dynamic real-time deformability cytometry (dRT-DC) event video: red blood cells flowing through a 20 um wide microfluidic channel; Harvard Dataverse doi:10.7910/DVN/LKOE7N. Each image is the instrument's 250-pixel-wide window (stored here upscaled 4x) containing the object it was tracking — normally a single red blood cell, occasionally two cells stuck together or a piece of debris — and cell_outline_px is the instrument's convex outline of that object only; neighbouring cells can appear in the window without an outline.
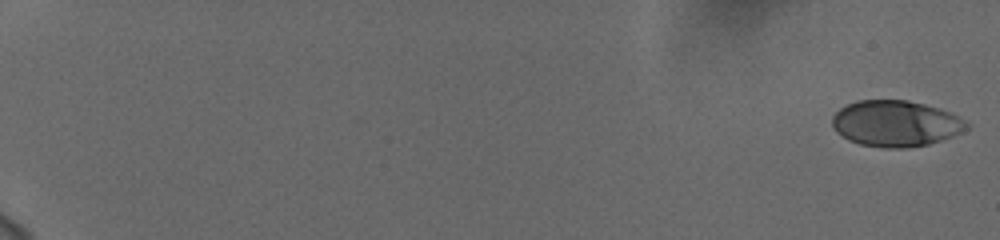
{"species": "human", "species_latin": "Homo sapiens", "temperature_condition": "cold", "stored_images_in_passage": 58, "camera_frame_rate_fps": 3000, "um_per_image_px": 0.085, "donor": {"sex": "female"}, "frame": {"image": 1, "passage_image": 1, "time_ms": 0.0, "image_size_px": [1000, 240], "cell_outline_px": [[972, 124], [968, 128], [952, 136], [928, 144], [904, 148], [884, 148], [860, 144], [848, 140], [836, 132], [832, 124], [832, 116], [840, 108], [856, 100], [908, 100], [940, 108], [952, 112]], "centroid_in_image_um": [76.14, 10.49], "position_along_channel_um": 8.9, "area_um2": 36.3}}
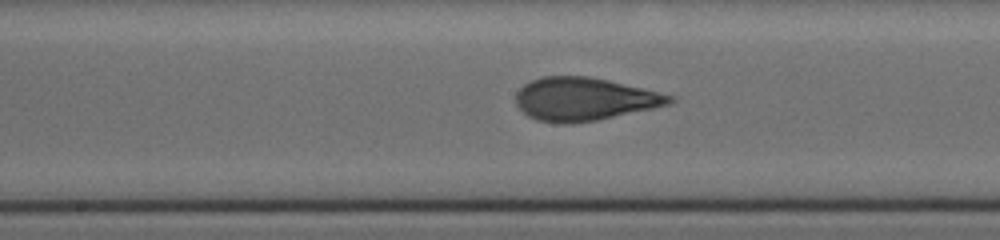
{"frame": {"image": 2, "passage_image": 34, "time_ms": 11.0, "image_size_px": [1000, 240], "cell_outline_px": [[676, 100], [672, 104], [596, 120], [572, 124], [564, 124], [536, 120], [528, 116], [516, 104], [516, 92], [524, 84], [532, 80], [544, 76], [588, 76], [608, 80], [676, 96]], "centroid_in_image_um": [49.67, 8.42], "position_along_channel_um": 198.5, "area_um2": 38.55}}
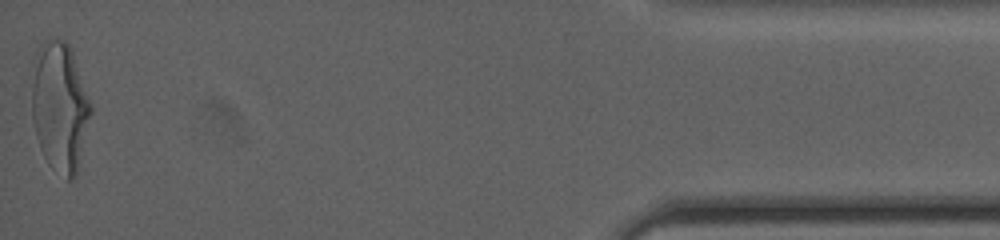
{"frame": {"image": 3, "passage_image": 58, "time_ms": 19.0, "image_size_px": [1000, 240], "cell_outline_px": [[92, 112], [76, 176], [72, 180], [68, 180], [52, 168], [48, 164], [40, 148], [36, 136], [32, 116], [32, 84], [36, 52], [40, 44], [44, 40], [64, 40], [72, 48], [92, 104]], "centroid_in_image_um": [5.1, 9.08], "position_along_channel_um": 430.1, "area_um2": 44.8}, "authors_computed_cell_mechanics": {"area_um2": 37.2521, "velocity_mm_per_s": 3.7438, "shape_relaxation_time_tau1_ms": 4.4847, "shape_relaxation_time_tau2_ms": 0.8723, "deformation_change_tau1": 0.1835, "deformation_change_tau2": 0.0651}}